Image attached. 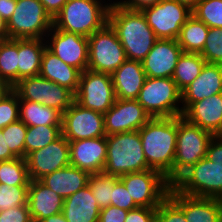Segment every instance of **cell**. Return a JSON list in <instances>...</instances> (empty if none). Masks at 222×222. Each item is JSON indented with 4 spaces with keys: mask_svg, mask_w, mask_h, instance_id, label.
Masks as SVG:
<instances>
[{
    "mask_svg": "<svg viewBox=\"0 0 222 222\" xmlns=\"http://www.w3.org/2000/svg\"><path fill=\"white\" fill-rule=\"evenodd\" d=\"M138 131L147 165L173 184L177 117L151 118Z\"/></svg>",
    "mask_w": 222,
    "mask_h": 222,
    "instance_id": "obj_1",
    "label": "cell"
},
{
    "mask_svg": "<svg viewBox=\"0 0 222 222\" xmlns=\"http://www.w3.org/2000/svg\"><path fill=\"white\" fill-rule=\"evenodd\" d=\"M110 2L108 23L116 31L126 58L141 62L158 40L154 31L142 11L122 8Z\"/></svg>",
    "mask_w": 222,
    "mask_h": 222,
    "instance_id": "obj_2",
    "label": "cell"
},
{
    "mask_svg": "<svg viewBox=\"0 0 222 222\" xmlns=\"http://www.w3.org/2000/svg\"><path fill=\"white\" fill-rule=\"evenodd\" d=\"M102 0H68L53 18L56 29L89 37L108 23L111 3Z\"/></svg>",
    "mask_w": 222,
    "mask_h": 222,
    "instance_id": "obj_3",
    "label": "cell"
},
{
    "mask_svg": "<svg viewBox=\"0 0 222 222\" xmlns=\"http://www.w3.org/2000/svg\"><path fill=\"white\" fill-rule=\"evenodd\" d=\"M107 158L104 174L120 177L151 169L146 162L139 131L106 136Z\"/></svg>",
    "mask_w": 222,
    "mask_h": 222,
    "instance_id": "obj_4",
    "label": "cell"
},
{
    "mask_svg": "<svg viewBox=\"0 0 222 222\" xmlns=\"http://www.w3.org/2000/svg\"><path fill=\"white\" fill-rule=\"evenodd\" d=\"M136 100L151 118L183 115L182 93L172 78L146 77Z\"/></svg>",
    "mask_w": 222,
    "mask_h": 222,
    "instance_id": "obj_5",
    "label": "cell"
},
{
    "mask_svg": "<svg viewBox=\"0 0 222 222\" xmlns=\"http://www.w3.org/2000/svg\"><path fill=\"white\" fill-rule=\"evenodd\" d=\"M213 134L177 117V142L174 157V182L191 166L206 157Z\"/></svg>",
    "mask_w": 222,
    "mask_h": 222,
    "instance_id": "obj_6",
    "label": "cell"
},
{
    "mask_svg": "<svg viewBox=\"0 0 222 222\" xmlns=\"http://www.w3.org/2000/svg\"><path fill=\"white\" fill-rule=\"evenodd\" d=\"M52 27L53 18L39 0H17L7 21L8 38L11 39H46Z\"/></svg>",
    "mask_w": 222,
    "mask_h": 222,
    "instance_id": "obj_7",
    "label": "cell"
},
{
    "mask_svg": "<svg viewBox=\"0 0 222 222\" xmlns=\"http://www.w3.org/2000/svg\"><path fill=\"white\" fill-rule=\"evenodd\" d=\"M172 186L182 194L222 200V167L204 157L185 171Z\"/></svg>",
    "mask_w": 222,
    "mask_h": 222,
    "instance_id": "obj_8",
    "label": "cell"
},
{
    "mask_svg": "<svg viewBox=\"0 0 222 222\" xmlns=\"http://www.w3.org/2000/svg\"><path fill=\"white\" fill-rule=\"evenodd\" d=\"M126 59L117 33L109 23L88 37L87 69L112 74Z\"/></svg>",
    "mask_w": 222,
    "mask_h": 222,
    "instance_id": "obj_9",
    "label": "cell"
},
{
    "mask_svg": "<svg viewBox=\"0 0 222 222\" xmlns=\"http://www.w3.org/2000/svg\"><path fill=\"white\" fill-rule=\"evenodd\" d=\"M138 207L158 208L172 184L157 170L127 173L119 177Z\"/></svg>",
    "mask_w": 222,
    "mask_h": 222,
    "instance_id": "obj_10",
    "label": "cell"
},
{
    "mask_svg": "<svg viewBox=\"0 0 222 222\" xmlns=\"http://www.w3.org/2000/svg\"><path fill=\"white\" fill-rule=\"evenodd\" d=\"M19 100L38 102L47 107L57 109L62 114L75 101V94L64 86H60L40 75L24 78L13 86Z\"/></svg>",
    "mask_w": 222,
    "mask_h": 222,
    "instance_id": "obj_11",
    "label": "cell"
},
{
    "mask_svg": "<svg viewBox=\"0 0 222 222\" xmlns=\"http://www.w3.org/2000/svg\"><path fill=\"white\" fill-rule=\"evenodd\" d=\"M111 74L89 69L81 72L75 101L86 109L105 114L116 101Z\"/></svg>",
    "mask_w": 222,
    "mask_h": 222,
    "instance_id": "obj_12",
    "label": "cell"
},
{
    "mask_svg": "<svg viewBox=\"0 0 222 222\" xmlns=\"http://www.w3.org/2000/svg\"><path fill=\"white\" fill-rule=\"evenodd\" d=\"M142 13L157 39L177 40L181 27L192 15V9L177 0H162L143 9Z\"/></svg>",
    "mask_w": 222,
    "mask_h": 222,
    "instance_id": "obj_13",
    "label": "cell"
},
{
    "mask_svg": "<svg viewBox=\"0 0 222 222\" xmlns=\"http://www.w3.org/2000/svg\"><path fill=\"white\" fill-rule=\"evenodd\" d=\"M61 130L68 141L106 136L104 114L86 109L74 101L62 114Z\"/></svg>",
    "mask_w": 222,
    "mask_h": 222,
    "instance_id": "obj_14",
    "label": "cell"
},
{
    "mask_svg": "<svg viewBox=\"0 0 222 222\" xmlns=\"http://www.w3.org/2000/svg\"><path fill=\"white\" fill-rule=\"evenodd\" d=\"M46 38L48 39H45L47 48L64 63L79 69L81 72L87 69L88 37L62 31L53 26Z\"/></svg>",
    "mask_w": 222,
    "mask_h": 222,
    "instance_id": "obj_15",
    "label": "cell"
},
{
    "mask_svg": "<svg viewBox=\"0 0 222 222\" xmlns=\"http://www.w3.org/2000/svg\"><path fill=\"white\" fill-rule=\"evenodd\" d=\"M30 180H40L45 175L70 166L69 141L61 135L42 149L25 157Z\"/></svg>",
    "mask_w": 222,
    "mask_h": 222,
    "instance_id": "obj_16",
    "label": "cell"
},
{
    "mask_svg": "<svg viewBox=\"0 0 222 222\" xmlns=\"http://www.w3.org/2000/svg\"><path fill=\"white\" fill-rule=\"evenodd\" d=\"M151 116L136 99H116L114 105L104 114L106 136L128 131H137Z\"/></svg>",
    "mask_w": 222,
    "mask_h": 222,
    "instance_id": "obj_17",
    "label": "cell"
},
{
    "mask_svg": "<svg viewBox=\"0 0 222 222\" xmlns=\"http://www.w3.org/2000/svg\"><path fill=\"white\" fill-rule=\"evenodd\" d=\"M182 48L175 39H158L141 61L146 77L172 78Z\"/></svg>",
    "mask_w": 222,
    "mask_h": 222,
    "instance_id": "obj_18",
    "label": "cell"
},
{
    "mask_svg": "<svg viewBox=\"0 0 222 222\" xmlns=\"http://www.w3.org/2000/svg\"><path fill=\"white\" fill-rule=\"evenodd\" d=\"M70 165L90 174L102 173L107 158L106 136L69 141Z\"/></svg>",
    "mask_w": 222,
    "mask_h": 222,
    "instance_id": "obj_19",
    "label": "cell"
},
{
    "mask_svg": "<svg viewBox=\"0 0 222 222\" xmlns=\"http://www.w3.org/2000/svg\"><path fill=\"white\" fill-rule=\"evenodd\" d=\"M168 197L183 211L187 222H222V200L196 197L171 186Z\"/></svg>",
    "mask_w": 222,
    "mask_h": 222,
    "instance_id": "obj_20",
    "label": "cell"
},
{
    "mask_svg": "<svg viewBox=\"0 0 222 222\" xmlns=\"http://www.w3.org/2000/svg\"><path fill=\"white\" fill-rule=\"evenodd\" d=\"M222 92V64L206 63L201 73L181 92L183 113L194 103Z\"/></svg>",
    "mask_w": 222,
    "mask_h": 222,
    "instance_id": "obj_21",
    "label": "cell"
},
{
    "mask_svg": "<svg viewBox=\"0 0 222 222\" xmlns=\"http://www.w3.org/2000/svg\"><path fill=\"white\" fill-rule=\"evenodd\" d=\"M182 117L214 136L222 135V92L194 102Z\"/></svg>",
    "mask_w": 222,
    "mask_h": 222,
    "instance_id": "obj_22",
    "label": "cell"
},
{
    "mask_svg": "<svg viewBox=\"0 0 222 222\" xmlns=\"http://www.w3.org/2000/svg\"><path fill=\"white\" fill-rule=\"evenodd\" d=\"M27 203L33 222H40L61 213L64 199L40 180H30Z\"/></svg>",
    "mask_w": 222,
    "mask_h": 222,
    "instance_id": "obj_23",
    "label": "cell"
},
{
    "mask_svg": "<svg viewBox=\"0 0 222 222\" xmlns=\"http://www.w3.org/2000/svg\"><path fill=\"white\" fill-rule=\"evenodd\" d=\"M111 78L117 99H137L146 80V73L140 61L126 59L111 74Z\"/></svg>",
    "mask_w": 222,
    "mask_h": 222,
    "instance_id": "obj_24",
    "label": "cell"
},
{
    "mask_svg": "<svg viewBox=\"0 0 222 222\" xmlns=\"http://www.w3.org/2000/svg\"><path fill=\"white\" fill-rule=\"evenodd\" d=\"M100 211L88 185L65 198L62 209L67 222H98Z\"/></svg>",
    "mask_w": 222,
    "mask_h": 222,
    "instance_id": "obj_25",
    "label": "cell"
},
{
    "mask_svg": "<svg viewBox=\"0 0 222 222\" xmlns=\"http://www.w3.org/2000/svg\"><path fill=\"white\" fill-rule=\"evenodd\" d=\"M39 75L68 88L75 94L79 86L81 71L64 63L46 47L42 55Z\"/></svg>",
    "mask_w": 222,
    "mask_h": 222,
    "instance_id": "obj_26",
    "label": "cell"
},
{
    "mask_svg": "<svg viewBox=\"0 0 222 222\" xmlns=\"http://www.w3.org/2000/svg\"><path fill=\"white\" fill-rule=\"evenodd\" d=\"M90 175L89 172L70 165L45 175L40 181L65 199L87 186Z\"/></svg>",
    "mask_w": 222,
    "mask_h": 222,
    "instance_id": "obj_27",
    "label": "cell"
},
{
    "mask_svg": "<svg viewBox=\"0 0 222 222\" xmlns=\"http://www.w3.org/2000/svg\"><path fill=\"white\" fill-rule=\"evenodd\" d=\"M45 39H18V82L39 75Z\"/></svg>",
    "mask_w": 222,
    "mask_h": 222,
    "instance_id": "obj_28",
    "label": "cell"
},
{
    "mask_svg": "<svg viewBox=\"0 0 222 222\" xmlns=\"http://www.w3.org/2000/svg\"><path fill=\"white\" fill-rule=\"evenodd\" d=\"M19 119L27 126H62L60 111L28 100H19Z\"/></svg>",
    "mask_w": 222,
    "mask_h": 222,
    "instance_id": "obj_29",
    "label": "cell"
},
{
    "mask_svg": "<svg viewBox=\"0 0 222 222\" xmlns=\"http://www.w3.org/2000/svg\"><path fill=\"white\" fill-rule=\"evenodd\" d=\"M209 27L193 14L181 27L177 38L178 44L186 53H201L208 36Z\"/></svg>",
    "mask_w": 222,
    "mask_h": 222,
    "instance_id": "obj_30",
    "label": "cell"
},
{
    "mask_svg": "<svg viewBox=\"0 0 222 222\" xmlns=\"http://www.w3.org/2000/svg\"><path fill=\"white\" fill-rule=\"evenodd\" d=\"M206 63L199 53L182 52L172 76L181 92L201 73Z\"/></svg>",
    "mask_w": 222,
    "mask_h": 222,
    "instance_id": "obj_31",
    "label": "cell"
},
{
    "mask_svg": "<svg viewBox=\"0 0 222 222\" xmlns=\"http://www.w3.org/2000/svg\"><path fill=\"white\" fill-rule=\"evenodd\" d=\"M0 76L11 86L18 82V39L0 40Z\"/></svg>",
    "mask_w": 222,
    "mask_h": 222,
    "instance_id": "obj_32",
    "label": "cell"
},
{
    "mask_svg": "<svg viewBox=\"0 0 222 222\" xmlns=\"http://www.w3.org/2000/svg\"><path fill=\"white\" fill-rule=\"evenodd\" d=\"M62 126H27L25 137V157L35 150L42 149L62 135Z\"/></svg>",
    "mask_w": 222,
    "mask_h": 222,
    "instance_id": "obj_33",
    "label": "cell"
},
{
    "mask_svg": "<svg viewBox=\"0 0 222 222\" xmlns=\"http://www.w3.org/2000/svg\"><path fill=\"white\" fill-rule=\"evenodd\" d=\"M30 177L25 158L16 157L0 161V184L8 186H29Z\"/></svg>",
    "mask_w": 222,
    "mask_h": 222,
    "instance_id": "obj_34",
    "label": "cell"
},
{
    "mask_svg": "<svg viewBox=\"0 0 222 222\" xmlns=\"http://www.w3.org/2000/svg\"><path fill=\"white\" fill-rule=\"evenodd\" d=\"M119 177L102 173H95L89 176L88 186L92 190V195L97 201L100 209L111 205L112 190Z\"/></svg>",
    "mask_w": 222,
    "mask_h": 222,
    "instance_id": "obj_35",
    "label": "cell"
},
{
    "mask_svg": "<svg viewBox=\"0 0 222 222\" xmlns=\"http://www.w3.org/2000/svg\"><path fill=\"white\" fill-rule=\"evenodd\" d=\"M192 14L209 28H222V0H199Z\"/></svg>",
    "mask_w": 222,
    "mask_h": 222,
    "instance_id": "obj_36",
    "label": "cell"
},
{
    "mask_svg": "<svg viewBox=\"0 0 222 222\" xmlns=\"http://www.w3.org/2000/svg\"><path fill=\"white\" fill-rule=\"evenodd\" d=\"M9 150L19 158H25L27 125L20 119L2 129Z\"/></svg>",
    "mask_w": 222,
    "mask_h": 222,
    "instance_id": "obj_37",
    "label": "cell"
},
{
    "mask_svg": "<svg viewBox=\"0 0 222 222\" xmlns=\"http://www.w3.org/2000/svg\"><path fill=\"white\" fill-rule=\"evenodd\" d=\"M200 54L209 64H222V28H209L204 48Z\"/></svg>",
    "mask_w": 222,
    "mask_h": 222,
    "instance_id": "obj_38",
    "label": "cell"
},
{
    "mask_svg": "<svg viewBox=\"0 0 222 222\" xmlns=\"http://www.w3.org/2000/svg\"><path fill=\"white\" fill-rule=\"evenodd\" d=\"M28 186L0 184V211L27 204Z\"/></svg>",
    "mask_w": 222,
    "mask_h": 222,
    "instance_id": "obj_39",
    "label": "cell"
},
{
    "mask_svg": "<svg viewBox=\"0 0 222 222\" xmlns=\"http://www.w3.org/2000/svg\"><path fill=\"white\" fill-rule=\"evenodd\" d=\"M19 120V96L12 90L0 101V129Z\"/></svg>",
    "mask_w": 222,
    "mask_h": 222,
    "instance_id": "obj_40",
    "label": "cell"
},
{
    "mask_svg": "<svg viewBox=\"0 0 222 222\" xmlns=\"http://www.w3.org/2000/svg\"><path fill=\"white\" fill-rule=\"evenodd\" d=\"M162 222H187L183 211L167 196L157 208Z\"/></svg>",
    "mask_w": 222,
    "mask_h": 222,
    "instance_id": "obj_41",
    "label": "cell"
},
{
    "mask_svg": "<svg viewBox=\"0 0 222 222\" xmlns=\"http://www.w3.org/2000/svg\"><path fill=\"white\" fill-rule=\"evenodd\" d=\"M111 206L130 211L138 206L134 203L124 183L119 179L112 190Z\"/></svg>",
    "mask_w": 222,
    "mask_h": 222,
    "instance_id": "obj_42",
    "label": "cell"
},
{
    "mask_svg": "<svg viewBox=\"0 0 222 222\" xmlns=\"http://www.w3.org/2000/svg\"><path fill=\"white\" fill-rule=\"evenodd\" d=\"M0 222H33L28 203L7 210H1Z\"/></svg>",
    "mask_w": 222,
    "mask_h": 222,
    "instance_id": "obj_43",
    "label": "cell"
},
{
    "mask_svg": "<svg viewBox=\"0 0 222 222\" xmlns=\"http://www.w3.org/2000/svg\"><path fill=\"white\" fill-rule=\"evenodd\" d=\"M157 215V208L137 207L128 211L125 222H151Z\"/></svg>",
    "mask_w": 222,
    "mask_h": 222,
    "instance_id": "obj_44",
    "label": "cell"
},
{
    "mask_svg": "<svg viewBox=\"0 0 222 222\" xmlns=\"http://www.w3.org/2000/svg\"><path fill=\"white\" fill-rule=\"evenodd\" d=\"M128 211L115 206L102 208L98 222H125Z\"/></svg>",
    "mask_w": 222,
    "mask_h": 222,
    "instance_id": "obj_45",
    "label": "cell"
},
{
    "mask_svg": "<svg viewBox=\"0 0 222 222\" xmlns=\"http://www.w3.org/2000/svg\"><path fill=\"white\" fill-rule=\"evenodd\" d=\"M206 158L222 167V135L213 136L210 140Z\"/></svg>",
    "mask_w": 222,
    "mask_h": 222,
    "instance_id": "obj_46",
    "label": "cell"
},
{
    "mask_svg": "<svg viewBox=\"0 0 222 222\" xmlns=\"http://www.w3.org/2000/svg\"><path fill=\"white\" fill-rule=\"evenodd\" d=\"M161 1L162 0H122L117 2L114 1L112 4L126 9L142 11L143 9L156 5Z\"/></svg>",
    "mask_w": 222,
    "mask_h": 222,
    "instance_id": "obj_47",
    "label": "cell"
},
{
    "mask_svg": "<svg viewBox=\"0 0 222 222\" xmlns=\"http://www.w3.org/2000/svg\"><path fill=\"white\" fill-rule=\"evenodd\" d=\"M49 15L54 18L68 0H39Z\"/></svg>",
    "mask_w": 222,
    "mask_h": 222,
    "instance_id": "obj_48",
    "label": "cell"
},
{
    "mask_svg": "<svg viewBox=\"0 0 222 222\" xmlns=\"http://www.w3.org/2000/svg\"><path fill=\"white\" fill-rule=\"evenodd\" d=\"M17 0H0V16L7 22L16 7Z\"/></svg>",
    "mask_w": 222,
    "mask_h": 222,
    "instance_id": "obj_49",
    "label": "cell"
},
{
    "mask_svg": "<svg viewBox=\"0 0 222 222\" xmlns=\"http://www.w3.org/2000/svg\"><path fill=\"white\" fill-rule=\"evenodd\" d=\"M16 158V156L9 150L5 141V135H3L2 129H0V161H8Z\"/></svg>",
    "mask_w": 222,
    "mask_h": 222,
    "instance_id": "obj_50",
    "label": "cell"
},
{
    "mask_svg": "<svg viewBox=\"0 0 222 222\" xmlns=\"http://www.w3.org/2000/svg\"><path fill=\"white\" fill-rule=\"evenodd\" d=\"M12 90L13 86L0 76V101Z\"/></svg>",
    "mask_w": 222,
    "mask_h": 222,
    "instance_id": "obj_51",
    "label": "cell"
},
{
    "mask_svg": "<svg viewBox=\"0 0 222 222\" xmlns=\"http://www.w3.org/2000/svg\"><path fill=\"white\" fill-rule=\"evenodd\" d=\"M8 39L7 22L0 16V40Z\"/></svg>",
    "mask_w": 222,
    "mask_h": 222,
    "instance_id": "obj_52",
    "label": "cell"
},
{
    "mask_svg": "<svg viewBox=\"0 0 222 222\" xmlns=\"http://www.w3.org/2000/svg\"><path fill=\"white\" fill-rule=\"evenodd\" d=\"M40 222H67V221L65 220V217H64L63 213L61 212L59 214L45 218L44 220H42Z\"/></svg>",
    "mask_w": 222,
    "mask_h": 222,
    "instance_id": "obj_53",
    "label": "cell"
},
{
    "mask_svg": "<svg viewBox=\"0 0 222 222\" xmlns=\"http://www.w3.org/2000/svg\"><path fill=\"white\" fill-rule=\"evenodd\" d=\"M177 1L187 5L190 9H193L199 0H177Z\"/></svg>",
    "mask_w": 222,
    "mask_h": 222,
    "instance_id": "obj_54",
    "label": "cell"
},
{
    "mask_svg": "<svg viewBox=\"0 0 222 222\" xmlns=\"http://www.w3.org/2000/svg\"><path fill=\"white\" fill-rule=\"evenodd\" d=\"M151 222H162L161 219L156 215Z\"/></svg>",
    "mask_w": 222,
    "mask_h": 222,
    "instance_id": "obj_55",
    "label": "cell"
}]
</instances>
